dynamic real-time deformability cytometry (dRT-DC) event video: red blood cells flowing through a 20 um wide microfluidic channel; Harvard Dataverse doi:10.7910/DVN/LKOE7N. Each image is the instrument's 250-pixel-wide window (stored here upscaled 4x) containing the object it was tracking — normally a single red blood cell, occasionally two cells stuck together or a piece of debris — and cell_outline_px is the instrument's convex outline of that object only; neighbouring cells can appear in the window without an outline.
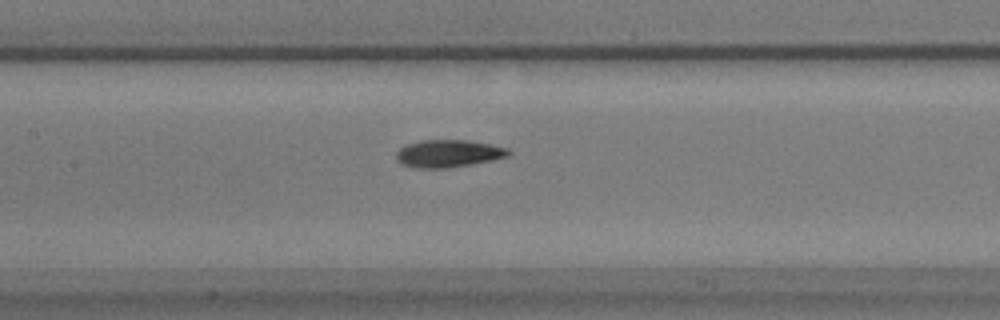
{"species": "common noctule bat (a hibernating species)", "species_latin": "Nyctalus noctula", "temperature_condition": "warm", "stored_images_in_passage": 57, "camera_frame_rate_fps": 3000, "um_per_image_px": 0.085, "animal": {"sex": "male", "body_mass_g": 17.9}, "frame": {"image": 1, "passage_image": 26, "time_ms": 8.333, "image_size_px": [1000, 320], "cell_outline_px": [[512, 152], [508, 156], [492, 160], [472, 164], [448, 168], [412, 168], [400, 164], [396, 160], [396, 152], [404, 144], [420, 140], [468, 140], [508, 148]], "centroid_in_image_um": [38.06, 13.05], "position_along_channel_um": 169.3, "area_um2": 18.21}}
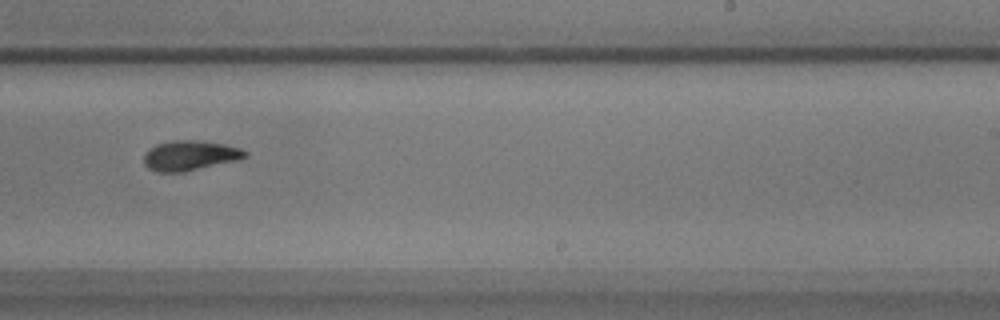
{"frame": {"image": 2, "passage_image": 35, "time_ms": 11.333, "image_size_px": [1000, 320], "cell_outline_px": [[248, 156], [236, 160], [184, 172], [160, 172], [148, 168], [144, 164], [144, 152], [148, 148], [156, 144], [172, 140], [196, 140], [224, 144], [240, 148], [248, 152]], "centroid_in_image_um": [16.11, 13.21], "position_along_channel_um": 272.9, "area_um2": 17.69}}
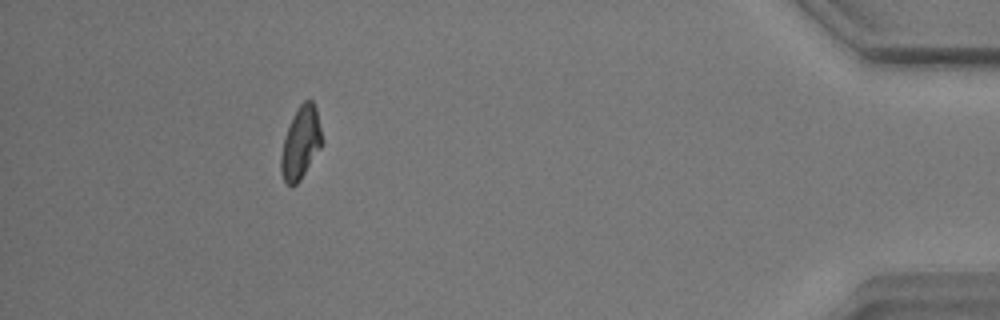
{"frame": {"image": 3, "passage_image": 52, "time_ms": 17.0, "image_size_px": [1000, 320], "cell_outline_px": [[324, 144], [300, 180], [292, 188], [284, 180], [280, 172], [280, 156], [284, 140], [292, 116], [300, 104], [304, 100], [312, 100], [316, 108], [324, 140]], "centroid_in_image_um": [25.58, 12.16], "position_along_channel_um": 409.6, "area_um2": 17.51}, "authors_computed_cell_mechanics": {"area_um2": 17.5134, "velocity_mm_per_s": 3.4653, "shape_relaxation_time_tau1_ms": 4.569, "shape_relaxation_time_tau2_ms": 2.3974, "deformation_change_tau1": 0.1584, "deformation_change_tau2": 0.079}}